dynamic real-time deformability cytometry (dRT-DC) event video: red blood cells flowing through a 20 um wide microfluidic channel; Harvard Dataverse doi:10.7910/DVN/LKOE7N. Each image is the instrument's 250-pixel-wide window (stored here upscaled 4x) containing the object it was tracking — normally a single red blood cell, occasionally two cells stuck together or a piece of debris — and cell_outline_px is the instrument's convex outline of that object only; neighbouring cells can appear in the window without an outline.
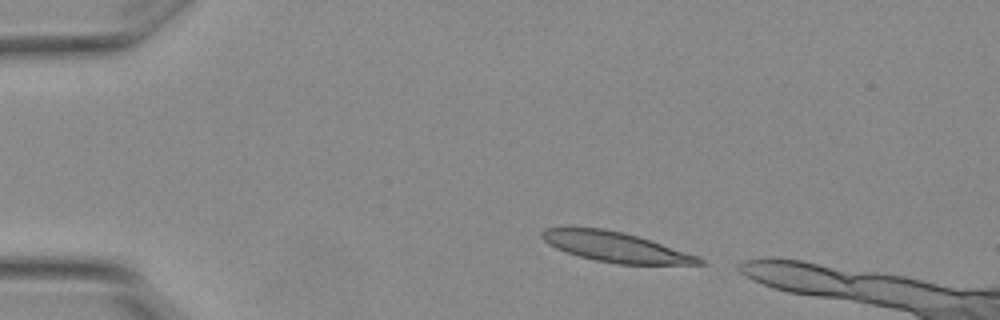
{"species": "Egyptian fruit bat (a non-hibernating species)", "species_latin": "Rousettus aegyptiacus", "temperature_condition": "warm", "stored_images_in_passage": 3, "camera_frame_rate_fps": 3000, "um_per_image_px": 0.085, "animal": {"sex": "female"}, "frame": {"image": 1, "passage_image": 1, "time_ms": 0.0, "image_size_px": [1000, 320], "cell_outline_px": [[708, 264], [616, 264], [596, 260], [580, 256], [556, 248], [548, 244], [540, 236], [540, 232], [544, 228], [604, 228], [636, 236], [700, 256]], "centroid_in_image_um": [52.34, 21.0], "position_along_channel_um": 32.7, "area_um2": 27.05}}